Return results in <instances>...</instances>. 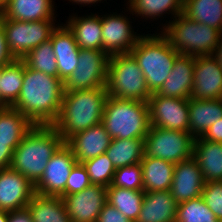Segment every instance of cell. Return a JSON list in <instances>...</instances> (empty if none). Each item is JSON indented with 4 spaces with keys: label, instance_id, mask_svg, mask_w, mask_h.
I'll return each instance as SVG.
<instances>
[{
    "label": "cell",
    "instance_id": "12",
    "mask_svg": "<svg viewBox=\"0 0 222 222\" xmlns=\"http://www.w3.org/2000/svg\"><path fill=\"white\" fill-rule=\"evenodd\" d=\"M76 163L71 148L63 143L52 155L42 177L35 184L36 194L60 197L66 195V183Z\"/></svg>",
    "mask_w": 222,
    "mask_h": 222
},
{
    "label": "cell",
    "instance_id": "42",
    "mask_svg": "<svg viewBox=\"0 0 222 222\" xmlns=\"http://www.w3.org/2000/svg\"><path fill=\"white\" fill-rule=\"evenodd\" d=\"M203 139L222 143V118L214 122L202 136Z\"/></svg>",
    "mask_w": 222,
    "mask_h": 222
},
{
    "label": "cell",
    "instance_id": "32",
    "mask_svg": "<svg viewBox=\"0 0 222 222\" xmlns=\"http://www.w3.org/2000/svg\"><path fill=\"white\" fill-rule=\"evenodd\" d=\"M144 194V191H135L110 185L107 187V202L126 218L136 222L141 211Z\"/></svg>",
    "mask_w": 222,
    "mask_h": 222
},
{
    "label": "cell",
    "instance_id": "46",
    "mask_svg": "<svg viewBox=\"0 0 222 222\" xmlns=\"http://www.w3.org/2000/svg\"><path fill=\"white\" fill-rule=\"evenodd\" d=\"M69 1H72V2H75L76 4H95V3H98V2H100V1H102V0H69Z\"/></svg>",
    "mask_w": 222,
    "mask_h": 222
},
{
    "label": "cell",
    "instance_id": "36",
    "mask_svg": "<svg viewBox=\"0 0 222 222\" xmlns=\"http://www.w3.org/2000/svg\"><path fill=\"white\" fill-rule=\"evenodd\" d=\"M91 184L109 187L112 184L116 168L103 153L83 162Z\"/></svg>",
    "mask_w": 222,
    "mask_h": 222
},
{
    "label": "cell",
    "instance_id": "40",
    "mask_svg": "<svg viewBox=\"0 0 222 222\" xmlns=\"http://www.w3.org/2000/svg\"><path fill=\"white\" fill-rule=\"evenodd\" d=\"M97 222H132L108 202L102 208Z\"/></svg>",
    "mask_w": 222,
    "mask_h": 222
},
{
    "label": "cell",
    "instance_id": "28",
    "mask_svg": "<svg viewBox=\"0 0 222 222\" xmlns=\"http://www.w3.org/2000/svg\"><path fill=\"white\" fill-rule=\"evenodd\" d=\"M26 207L33 222H72L60 196L35 194Z\"/></svg>",
    "mask_w": 222,
    "mask_h": 222
},
{
    "label": "cell",
    "instance_id": "15",
    "mask_svg": "<svg viewBox=\"0 0 222 222\" xmlns=\"http://www.w3.org/2000/svg\"><path fill=\"white\" fill-rule=\"evenodd\" d=\"M36 194L35 185L11 167L0 170V210L25 208Z\"/></svg>",
    "mask_w": 222,
    "mask_h": 222
},
{
    "label": "cell",
    "instance_id": "26",
    "mask_svg": "<svg viewBox=\"0 0 222 222\" xmlns=\"http://www.w3.org/2000/svg\"><path fill=\"white\" fill-rule=\"evenodd\" d=\"M140 164L144 192L170 190L174 175V163L144 155Z\"/></svg>",
    "mask_w": 222,
    "mask_h": 222
},
{
    "label": "cell",
    "instance_id": "2",
    "mask_svg": "<svg viewBox=\"0 0 222 222\" xmlns=\"http://www.w3.org/2000/svg\"><path fill=\"white\" fill-rule=\"evenodd\" d=\"M107 97L106 88L64 92L60 115L53 124L64 143L102 122Z\"/></svg>",
    "mask_w": 222,
    "mask_h": 222
},
{
    "label": "cell",
    "instance_id": "29",
    "mask_svg": "<svg viewBox=\"0 0 222 222\" xmlns=\"http://www.w3.org/2000/svg\"><path fill=\"white\" fill-rule=\"evenodd\" d=\"M182 13L189 19L222 33V0H186Z\"/></svg>",
    "mask_w": 222,
    "mask_h": 222
},
{
    "label": "cell",
    "instance_id": "38",
    "mask_svg": "<svg viewBox=\"0 0 222 222\" xmlns=\"http://www.w3.org/2000/svg\"><path fill=\"white\" fill-rule=\"evenodd\" d=\"M202 197L216 218L222 221V181L206 182L202 190Z\"/></svg>",
    "mask_w": 222,
    "mask_h": 222
},
{
    "label": "cell",
    "instance_id": "34",
    "mask_svg": "<svg viewBox=\"0 0 222 222\" xmlns=\"http://www.w3.org/2000/svg\"><path fill=\"white\" fill-rule=\"evenodd\" d=\"M22 60L29 68L58 77L57 60L50 40L30 50Z\"/></svg>",
    "mask_w": 222,
    "mask_h": 222
},
{
    "label": "cell",
    "instance_id": "16",
    "mask_svg": "<svg viewBox=\"0 0 222 222\" xmlns=\"http://www.w3.org/2000/svg\"><path fill=\"white\" fill-rule=\"evenodd\" d=\"M191 98H222V67L212 55L195 57Z\"/></svg>",
    "mask_w": 222,
    "mask_h": 222
},
{
    "label": "cell",
    "instance_id": "24",
    "mask_svg": "<svg viewBox=\"0 0 222 222\" xmlns=\"http://www.w3.org/2000/svg\"><path fill=\"white\" fill-rule=\"evenodd\" d=\"M193 157L199 164L205 182L222 181V143L195 138Z\"/></svg>",
    "mask_w": 222,
    "mask_h": 222
},
{
    "label": "cell",
    "instance_id": "1",
    "mask_svg": "<svg viewBox=\"0 0 222 222\" xmlns=\"http://www.w3.org/2000/svg\"><path fill=\"white\" fill-rule=\"evenodd\" d=\"M63 81L29 68L24 63L22 88L11 106L19 110L34 125H53L61 112Z\"/></svg>",
    "mask_w": 222,
    "mask_h": 222
},
{
    "label": "cell",
    "instance_id": "7",
    "mask_svg": "<svg viewBox=\"0 0 222 222\" xmlns=\"http://www.w3.org/2000/svg\"><path fill=\"white\" fill-rule=\"evenodd\" d=\"M106 89L108 96L117 99L148 102L152 95L142 70L130 53L109 57Z\"/></svg>",
    "mask_w": 222,
    "mask_h": 222
},
{
    "label": "cell",
    "instance_id": "39",
    "mask_svg": "<svg viewBox=\"0 0 222 222\" xmlns=\"http://www.w3.org/2000/svg\"><path fill=\"white\" fill-rule=\"evenodd\" d=\"M91 185L87 170L83 163H76L66 183V195L81 192Z\"/></svg>",
    "mask_w": 222,
    "mask_h": 222
},
{
    "label": "cell",
    "instance_id": "8",
    "mask_svg": "<svg viewBox=\"0 0 222 222\" xmlns=\"http://www.w3.org/2000/svg\"><path fill=\"white\" fill-rule=\"evenodd\" d=\"M54 22V20L18 21L0 18L11 55L15 59H23L30 50L49 41L52 32L57 28Z\"/></svg>",
    "mask_w": 222,
    "mask_h": 222
},
{
    "label": "cell",
    "instance_id": "22",
    "mask_svg": "<svg viewBox=\"0 0 222 222\" xmlns=\"http://www.w3.org/2000/svg\"><path fill=\"white\" fill-rule=\"evenodd\" d=\"M53 0H9L0 10V18L18 21L54 20Z\"/></svg>",
    "mask_w": 222,
    "mask_h": 222
},
{
    "label": "cell",
    "instance_id": "5",
    "mask_svg": "<svg viewBox=\"0 0 222 222\" xmlns=\"http://www.w3.org/2000/svg\"><path fill=\"white\" fill-rule=\"evenodd\" d=\"M102 123L112 139H145L150 128L149 104L108 96Z\"/></svg>",
    "mask_w": 222,
    "mask_h": 222
},
{
    "label": "cell",
    "instance_id": "9",
    "mask_svg": "<svg viewBox=\"0 0 222 222\" xmlns=\"http://www.w3.org/2000/svg\"><path fill=\"white\" fill-rule=\"evenodd\" d=\"M194 140L189 132L150 126L144 139V155L177 164L193 157Z\"/></svg>",
    "mask_w": 222,
    "mask_h": 222
},
{
    "label": "cell",
    "instance_id": "45",
    "mask_svg": "<svg viewBox=\"0 0 222 222\" xmlns=\"http://www.w3.org/2000/svg\"><path fill=\"white\" fill-rule=\"evenodd\" d=\"M212 56L217 60L218 64L222 67V34L219 44L216 46Z\"/></svg>",
    "mask_w": 222,
    "mask_h": 222
},
{
    "label": "cell",
    "instance_id": "14",
    "mask_svg": "<svg viewBox=\"0 0 222 222\" xmlns=\"http://www.w3.org/2000/svg\"><path fill=\"white\" fill-rule=\"evenodd\" d=\"M102 51L109 56L129 53L136 45L140 34L136 35L127 17L122 14L101 16ZM140 35V36H138Z\"/></svg>",
    "mask_w": 222,
    "mask_h": 222
},
{
    "label": "cell",
    "instance_id": "27",
    "mask_svg": "<svg viewBox=\"0 0 222 222\" xmlns=\"http://www.w3.org/2000/svg\"><path fill=\"white\" fill-rule=\"evenodd\" d=\"M35 125L19 110L0 107V143H7L13 150Z\"/></svg>",
    "mask_w": 222,
    "mask_h": 222
},
{
    "label": "cell",
    "instance_id": "10",
    "mask_svg": "<svg viewBox=\"0 0 222 222\" xmlns=\"http://www.w3.org/2000/svg\"><path fill=\"white\" fill-rule=\"evenodd\" d=\"M109 57L102 50L80 49L77 68L63 82L64 92L106 88Z\"/></svg>",
    "mask_w": 222,
    "mask_h": 222
},
{
    "label": "cell",
    "instance_id": "19",
    "mask_svg": "<svg viewBox=\"0 0 222 222\" xmlns=\"http://www.w3.org/2000/svg\"><path fill=\"white\" fill-rule=\"evenodd\" d=\"M195 57L180 54L161 88L156 92L163 97L189 99L194 79Z\"/></svg>",
    "mask_w": 222,
    "mask_h": 222
},
{
    "label": "cell",
    "instance_id": "4",
    "mask_svg": "<svg viewBox=\"0 0 222 222\" xmlns=\"http://www.w3.org/2000/svg\"><path fill=\"white\" fill-rule=\"evenodd\" d=\"M137 61L151 93L157 92L170 75L180 55L160 33L141 35L129 52Z\"/></svg>",
    "mask_w": 222,
    "mask_h": 222
},
{
    "label": "cell",
    "instance_id": "37",
    "mask_svg": "<svg viewBox=\"0 0 222 222\" xmlns=\"http://www.w3.org/2000/svg\"><path fill=\"white\" fill-rule=\"evenodd\" d=\"M111 185L113 187L143 191L141 164L137 163L117 168Z\"/></svg>",
    "mask_w": 222,
    "mask_h": 222
},
{
    "label": "cell",
    "instance_id": "3",
    "mask_svg": "<svg viewBox=\"0 0 222 222\" xmlns=\"http://www.w3.org/2000/svg\"><path fill=\"white\" fill-rule=\"evenodd\" d=\"M63 143L53 125H35L15 148L10 167L35 185L48 161Z\"/></svg>",
    "mask_w": 222,
    "mask_h": 222
},
{
    "label": "cell",
    "instance_id": "31",
    "mask_svg": "<svg viewBox=\"0 0 222 222\" xmlns=\"http://www.w3.org/2000/svg\"><path fill=\"white\" fill-rule=\"evenodd\" d=\"M105 153L116 169L140 163L144 156V139L114 138Z\"/></svg>",
    "mask_w": 222,
    "mask_h": 222
},
{
    "label": "cell",
    "instance_id": "33",
    "mask_svg": "<svg viewBox=\"0 0 222 222\" xmlns=\"http://www.w3.org/2000/svg\"><path fill=\"white\" fill-rule=\"evenodd\" d=\"M130 13L136 16L150 19H158L163 13H171L175 16L183 11V2L181 0H129ZM158 17V18H156Z\"/></svg>",
    "mask_w": 222,
    "mask_h": 222
},
{
    "label": "cell",
    "instance_id": "47",
    "mask_svg": "<svg viewBox=\"0 0 222 222\" xmlns=\"http://www.w3.org/2000/svg\"><path fill=\"white\" fill-rule=\"evenodd\" d=\"M8 212L0 210V222H7Z\"/></svg>",
    "mask_w": 222,
    "mask_h": 222
},
{
    "label": "cell",
    "instance_id": "48",
    "mask_svg": "<svg viewBox=\"0 0 222 222\" xmlns=\"http://www.w3.org/2000/svg\"><path fill=\"white\" fill-rule=\"evenodd\" d=\"M9 0H0V10L3 8V6L8 2Z\"/></svg>",
    "mask_w": 222,
    "mask_h": 222
},
{
    "label": "cell",
    "instance_id": "18",
    "mask_svg": "<svg viewBox=\"0 0 222 222\" xmlns=\"http://www.w3.org/2000/svg\"><path fill=\"white\" fill-rule=\"evenodd\" d=\"M111 136L101 122L73 135L66 144L71 148L78 163L97 157L108 149Z\"/></svg>",
    "mask_w": 222,
    "mask_h": 222
},
{
    "label": "cell",
    "instance_id": "41",
    "mask_svg": "<svg viewBox=\"0 0 222 222\" xmlns=\"http://www.w3.org/2000/svg\"><path fill=\"white\" fill-rule=\"evenodd\" d=\"M15 58L11 55L5 37V31L0 23V68L11 63Z\"/></svg>",
    "mask_w": 222,
    "mask_h": 222
},
{
    "label": "cell",
    "instance_id": "13",
    "mask_svg": "<svg viewBox=\"0 0 222 222\" xmlns=\"http://www.w3.org/2000/svg\"><path fill=\"white\" fill-rule=\"evenodd\" d=\"M72 222H97L107 203V187L91 184L81 192L62 196Z\"/></svg>",
    "mask_w": 222,
    "mask_h": 222
},
{
    "label": "cell",
    "instance_id": "23",
    "mask_svg": "<svg viewBox=\"0 0 222 222\" xmlns=\"http://www.w3.org/2000/svg\"><path fill=\"white\" fill-rule=\"evenodd\" d=\"M222 118V98L195 100L189 98V133L202 137L208 128Z\"/></svg>",
    "mask_w": 222,
    "mask_h": 222
},
{
    "label": "cell",
    "instance_id": "17",
    "mask_svg": "<svg viewBox=\"0 0 222 222\" xmlns=\"http://www.w3.org/2000/svg\"><path fill=\"white\" fill-rule=\"evenodd\" d=\"M205 183L203 173L194 157L178 162L174 165L171 196L177 204L198 198L202 196Z\"/></svg>",
    "mask_w": 222,
    "mask_h": 222
},
{
    "label": "cell",
    "instance_id": "44",
    "mask_svg": "<svg viewBox=\"0 0 222 222\" xmlns=\"http://www.w3.org/2000/svg\"><path fill=\"white\" fill-rule=\"evenodd\" d=\"M7 222H33L27 207L8 212Z\"/></svg>",
    "mask_w": 222,
    "mask_h": 222
},
{
    "label": "cell",
    "instance_id": "25",
    "mask_svg": "<svg viewBox=\"0 0 222 222\" xmlns=\"http://www.w3.org/2000/svg\"><path fill=\"white\" fill-rule=\"evenodd\" d=\"M74 35L80 49L102 50L101 16L91 14L86 17L71 18L64 24Z\"/></svg>",
    "mask_w": 222,
    "mask_h": 222
},
{
    "label": "cell",
    "instance_id": "20",
    "mask_svg": "<svg viewBox=\"0 0 222 222\" xmlns=\"http://www.w3.org/2000/svg\"><path fill=\"white\" fill-rule=\"evenodd\" d=\"M50 41L57 60L58 77L64 82L77 68L80 48L65 25H58Z\"/></svg>",
    "mask_w": 222,
    "mask_h": 222
},
{
    "label": "cell",
    "instance_id": "35",
    "mask_svg": "<svg viewBox=\"0 0 222 222\" xmlns=\"http://www.w3.org/2000/svg\"><path fill=\"white\" fill-rule=\"evenodd\" d=\"M175 222H222L208 208L202 196L177 204Z\"/></svg>",
    "mask_w": 222,
    "mask_h": 222
},
{
    "label": "cell",
    "instance_id": "21",
    "mask_svg": "<svg viewBox=\"0 0 222 222\" xmlns=\"http://www.w3.org/2000/svg\"><path fill=\"white\" fill-rule=\"evenodd\" d=\"M177 202L170 190L145 192L136 222H175Z\"/></svg>",
    "mask_w": 222,
    "mask_h": 222
},
{
    "label": "cell",
    "instance_id": "43",
    "mask_svg": "<svg viewBox=\"0 0 222 222\" xmlns=\"http://www.w3.org/2000/svg\"><path fill=\"white\" fill-rule=\"evenodd\" d=\"M13 152L14 150L7 143H0V170L11 166Z\"/></svg>",
    "mask_w": 222,
    "mask_h": 222
},
{
    "label": "cell",
    "instance_id": "6",
    "mask_svg": "<svg viewBox=\"0 0 222 222\" xmlns=\"http://www.w3.org/2000/svg\"><path fill=\"white\" fill-rule=\"evenodd\" d=\"M173 18L174 21L163 27L161 34L175 51L193 57L213 54L221 38L219 30L197 23L183 13Z\"/></svg>",
    "mask_w": 222,
    "mask_h": 222
},
{
    "label": "cell",
    "instance_id": "11",
    "mask_svg": "<svg viewBox=\"0 0 222 222\" xmlns=\"http://www.w3.org/2000/svg\"><path fill=\"white\" fill-rule=\"evenodd\" d=\"M150 126L189 132V99L152 93L148 101Z\"/></svg>",
    "mask_w": 222,
    "mask_h": 222
},
{
    "label": "cell",
    "instance_id": "30",
    "mask_svg": "<svg viewBox=\"0 0 222 222\" xmlns=\"http://www.w3.org/2000/svg\"><path fill=\"white\" fill-rule=\"evenodd\" d=\"M24 75V61L15 59L1 67L0 76V107H10L18 99Z\"/></svg>",
    "mask_w": 222,
    "mask_h": 222
}]
</instances>
